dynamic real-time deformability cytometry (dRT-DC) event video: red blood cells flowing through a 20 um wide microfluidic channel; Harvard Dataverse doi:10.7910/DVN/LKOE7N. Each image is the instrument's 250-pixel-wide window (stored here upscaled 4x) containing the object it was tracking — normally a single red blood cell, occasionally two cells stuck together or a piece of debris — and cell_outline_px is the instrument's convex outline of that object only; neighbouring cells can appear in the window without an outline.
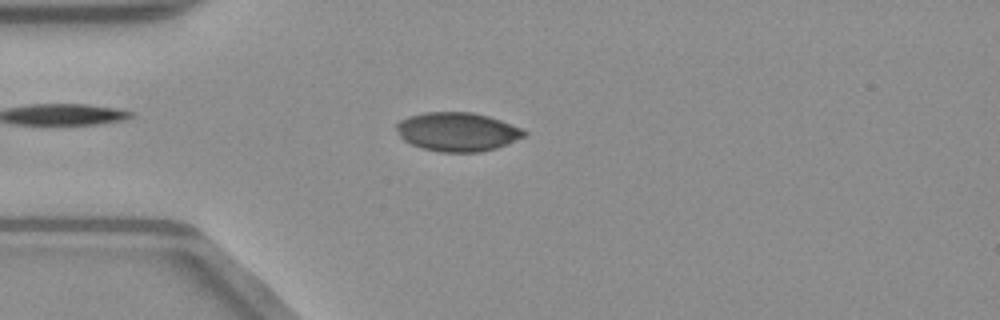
{"species": "common noctule bat (a hibernating species)", "species_latin": "Nyctalus noctula", "temperature_condition": "warm", "stored_images_in_passage": 50, "camera_frame_rate_fps": 3000, "um_per_image_px": 0.085, "animal": {"sex": "male", "body_mass_g": 23.1, "forearm_length_mm": 52.7}, "frame": {"image": 1, "passage_image": 13, "time_ms": 4.0, "image_size_px": [1000, 320], "cell_outline_px": [[528, 132], [524, 136], [508, 144], [496, 148], [480, 152], [440, 152], [424, 148], [412, 144], [404, 140], [400, 136], [396, 128], [396, 124], [400, 120], [408, 116], [424, 112], [472, 112], [488, 116], [500, 120], [520, 128]], "centroid_in_image_um": [38.87, 11.2], "position_along_channel_um": 46.1, "area_um2": 28.78}}
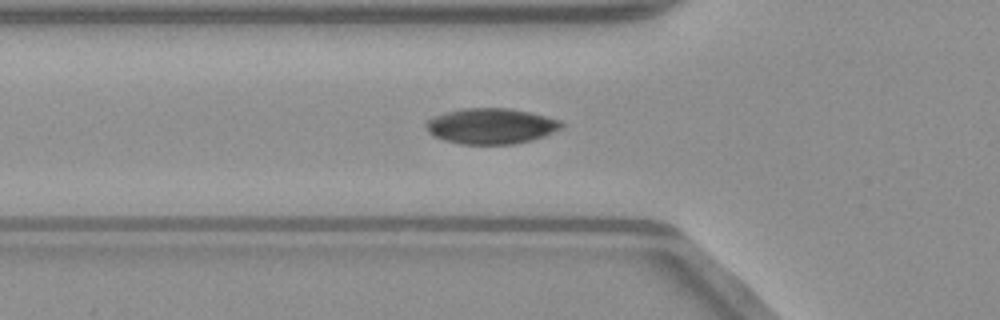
{"frame": {"image": 2, "passage_image": 17, "time_ms": 5.333, "image_size_px": [1000, 320], "cell_outline_px": [[564, 128], [544, 136], [532, 140], [512, 144], [460, 144], [444, 140], [432, 136], [428, 132], [424, 124], [428, 120], [444, 112], [464, 108], [508, 108], [532, 112], [560, 120], [564, 124]], "centroid_in_image_um": [41.75, 10.71], "position_along_channel_um": 84.0, "area_um2": 28.38}}
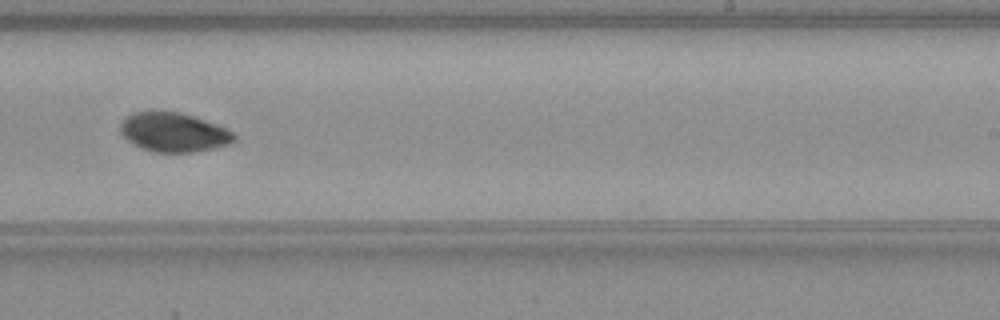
{"frame": {"image": 3, "passage_image": 31, "time_ms": 10.0, "image_size_px": [1000, 320], "cell_outline_px": [[236, 140], [228, 144], [212, 148], [192, 152], [152, 152], [140, 148], [128, 140], [120, 132], [120, 124], [132, 112], [180, 112], [216, 124], [232, 132], [236, 136]], "centroid_in_image_um": [14.74, 11.25], "position_along_channel_um": 274.3, "area_um2": 25.61}, "authors_computed_cell_mechanics": {"area_um2": 26.9926, "velocity_mm_per_s": 4.0563, "shape_relaxation_time_tau1_ms": 2.601, "shape_relaxation_time_tau2_ms": 6.4779, "deformation_change_tau1": 0.0853, "deformation_change_tau2": 0.0429}}